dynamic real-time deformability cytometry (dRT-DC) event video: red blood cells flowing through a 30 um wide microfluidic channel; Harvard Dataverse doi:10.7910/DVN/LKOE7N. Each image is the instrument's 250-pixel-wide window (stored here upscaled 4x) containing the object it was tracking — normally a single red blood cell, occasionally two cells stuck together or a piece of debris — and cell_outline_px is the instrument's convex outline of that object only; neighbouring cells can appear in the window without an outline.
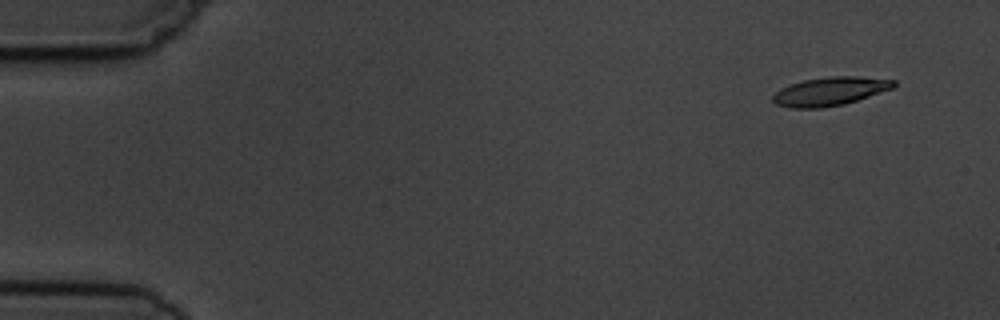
{"species": "common noctule bat (a hibernating species)", "species_latin": "Nyctalus noctula", "temperature_condition": "cold", "stored_images_in_passage": 8, "camera_frame_rate_fps": 3000, "um_per_image_px": 0.085, "animal": {"sex": "male", "body_mass_g": 19.5, "forearm_length_mm": 54.6}, "frame": {"image": 1, "passage_image": 1, "time_ms": 0.0, "image_size_px": [1000, 320], "cell_outline_px": [[896, 84], [892, 88], [844, 104], [820, 108], [792, 108], [776, 104], [772, 100], [772, 96], [780, 88], [804, 80], [832, 76], [856, 76], [896, 80]], "centroid_in_image_um": [70.53, 7.76], "position_along_channel_um": 14.5, "area_um2": 19.83}}
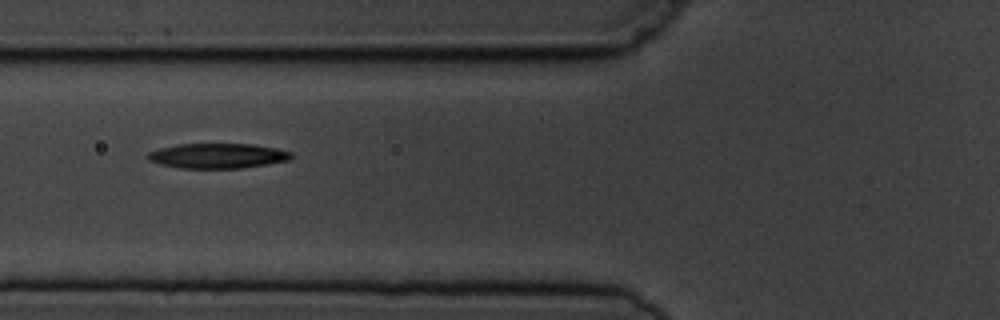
{"frame": {"image": 2, "passage_image": 6, "time_ms": 5.667, "image_size_px": [1000, 320], "cell_outline_px": [[292, 156], [288, 160], [240, 168], [180, 168], [160, 164], [148, 160], [148, 152], [160, 148], [176, 144], [252, 144], [276, 148], [292, 152]], "centroid_in_image_um": [18.47, 13.24], "position_along_channel_um": 107.3, "area_um2": 20.69}}
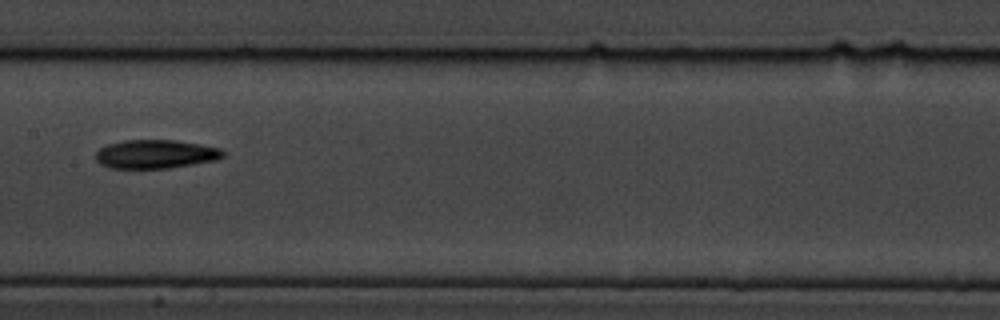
{"frame": {"image": 3, "passage_image": 8, "time_ms": 8.0, "image_size_px": [1000, 320], "cell_outline_px": [[224, 156], [216, 160], [168, 168], [108, 168], [100, 164], [96, 160], [96, 152], [100, 148], [108, 144], [124, 140], [176, 140], [200, 144], [220, 148], [224, 152]], "centroid_in_image_um": [13.21, 13.1], "position_along_channel_um": 194.2, "area_um2": 21.27}}